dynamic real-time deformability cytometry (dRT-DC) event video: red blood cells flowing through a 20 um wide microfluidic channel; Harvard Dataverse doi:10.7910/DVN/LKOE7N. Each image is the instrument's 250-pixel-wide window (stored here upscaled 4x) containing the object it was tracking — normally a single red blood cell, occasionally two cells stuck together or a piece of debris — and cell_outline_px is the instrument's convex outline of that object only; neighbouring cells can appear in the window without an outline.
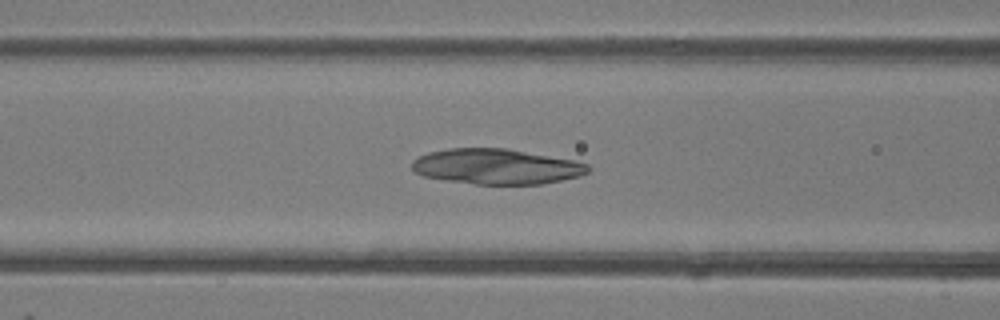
{"species": "common noctule bat (a hibernating species)", "species_latin": "Nyctalus noctula", "temperature_condition": "room temperature", "stored_images_in_passage": 41, "camera_frame_rate_fps": 3000, "um_per_image_px": 0.085, "animal": {"sex": "female"}, "frame": {"image": 1, "passage_image": 12, "time_ms": 3.667, "image_size_px": [1000, 320], "cell_outline_px": [[592, 168], [588, 172], [580, 176], [544, 184], [476, 184], [448, 180], [424, 176], [416, 172], [412, 168], [412, 160], [428, 152], [448, 148], [508, 148], [572, 160], [588, 164]], "centroid_in_image_um": [42.22, 14.15], "position_along_channel_um": 124.4, "area_um2": 36.24}}
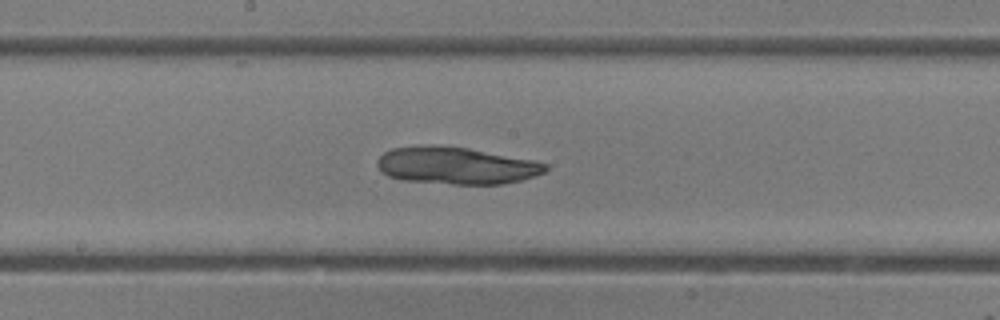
{"frame": {"image": 2, "passage_image": 18, "time_ms": 5.667, "image_size_px": [1000, 320], "cell_outline_px": [[548, 168], [544, 172], [520, 180], [504, 184], [452, 184], [400, 180], [388, 176], [380, 172], [376, 164], [376, 160], [384, 152], [392, 148], [416, 144], [432, 144], [468, 148], [532, 160], [548, 164]], "centroid_in_image_um": [38.68, 14.06], "position_along_channel_um": 209.5, "area_um2": 36.76}}
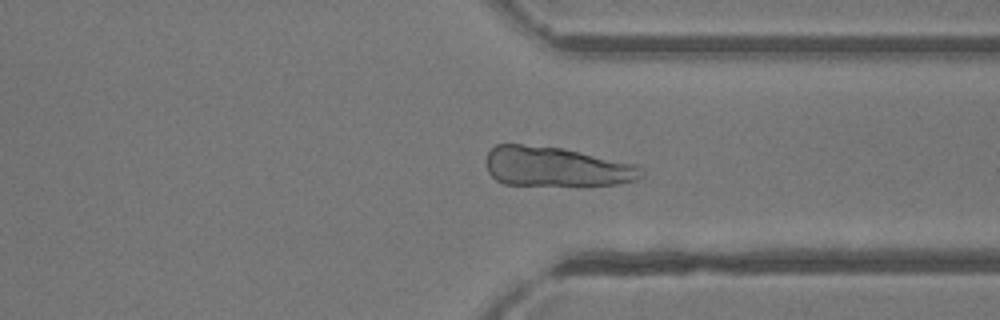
{"frame": {"image": 3, "passage_image": 29, "time_ms": 9.333, "image_size_px": [1000, 320], "cell_outline_px": [[644, 176], [636, 180], [620, 184], [580, 188], [504, 184], [496, 180], [488, 172], [488, 152], [496, 144], [520, 144], [564, 148], [640, 164], [644, 168]], "centroid_in_image_um": [47.41, 14.22], "position_along_channel_um": 364.0, "area_um2": 37.51}}